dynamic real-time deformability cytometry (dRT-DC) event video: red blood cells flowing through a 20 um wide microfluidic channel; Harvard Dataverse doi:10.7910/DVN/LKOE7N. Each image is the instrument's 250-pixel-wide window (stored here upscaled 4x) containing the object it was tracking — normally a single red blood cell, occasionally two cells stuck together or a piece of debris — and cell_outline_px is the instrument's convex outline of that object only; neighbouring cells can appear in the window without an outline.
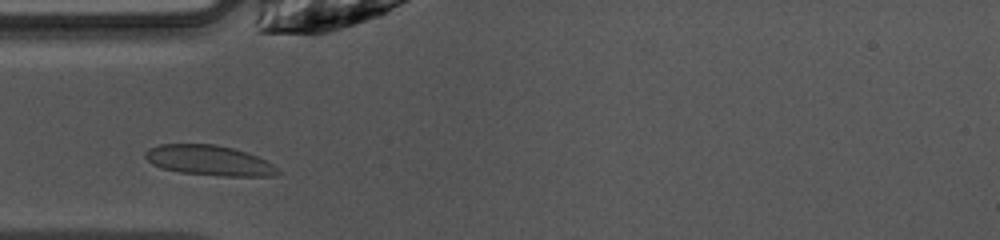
{"species": "common noctule bat (a hibernating species)", "species_latin": "Nyctalus noctula", "temperature_condition": "warm", "stored_images_in_passage": 26, "camera_frame_rate_fps": 3000, "um_per_image_px": 0.085, "animal": {"sex": "female", "body_mass_g": 10.0, "forearm_length_mm": 53.1}, "frame": {"image": 1, "passage_image": 2, "time_ms": 0.333, "image_size_px": [1000, 240], "cell_outline_px": [[280, 172], [276, 176], [224, 176], [180, 172], [160, 168], [152, 164], [144, 156], [144, 152], [148, 148], [160, 144], [216, 144], [232, 148], [256, 156], [272, 164]], "centroid_in_image_um": [17.73, 13.63], "position_along_channel_um": 67.3, "area_um2": 23.18}}
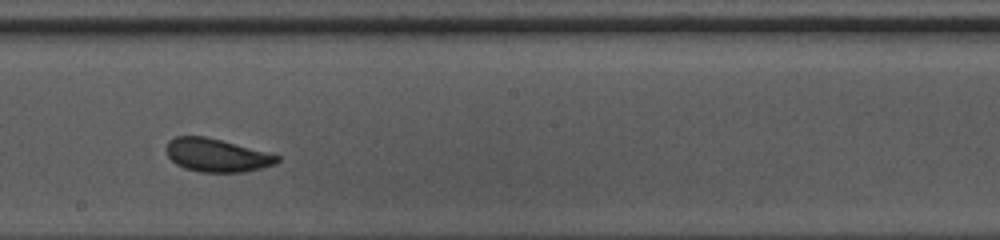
{"frame": {"image": 2, "passage_image": 14, "time_ms": 4.333, "image_size_px": [1000, 240], "cell_outline_px": [[280, 160], [276, 164], [244, 172], [200, 172], [184, 168], [176, 164], [168, 156], [168, 140], [176, 136], [204, 136], [268, 152], [280, 156]], "centroid_in_image_um": [18.44, 13.2], "position_along_channel_um": 229.8, "area_um2": 21.27}}
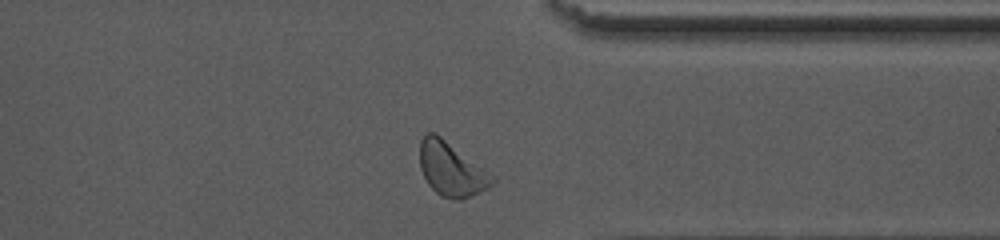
{"frame": {"image": 3, "passage_image": 25, "time_ms": 8.0, "image_size_px": [1000, 240], "cell_outline_px": [[496, 180], [488, 188], [460, 200], [452, 200], [440, 196], [428, 184], [420, 168], [420, 140], [428, 132], [436, 132], [496, 176]], "centroid_in_image_um": [38.38, 14.37], "position_along_channel_um": 373.0, "area_um2": 23.0}, "authors_computed_cell_mechanics": {"area_um2": 21.386, "velocity_mm_per_s": 4.0398, "shape_relaxation_time_tau1_ms": 2.7313, "shape_relaxation_time_tau2_ms": 1.6174, "deformation_change_tau1": 0.0943, "deformation_change_tau2": 0.0677}}